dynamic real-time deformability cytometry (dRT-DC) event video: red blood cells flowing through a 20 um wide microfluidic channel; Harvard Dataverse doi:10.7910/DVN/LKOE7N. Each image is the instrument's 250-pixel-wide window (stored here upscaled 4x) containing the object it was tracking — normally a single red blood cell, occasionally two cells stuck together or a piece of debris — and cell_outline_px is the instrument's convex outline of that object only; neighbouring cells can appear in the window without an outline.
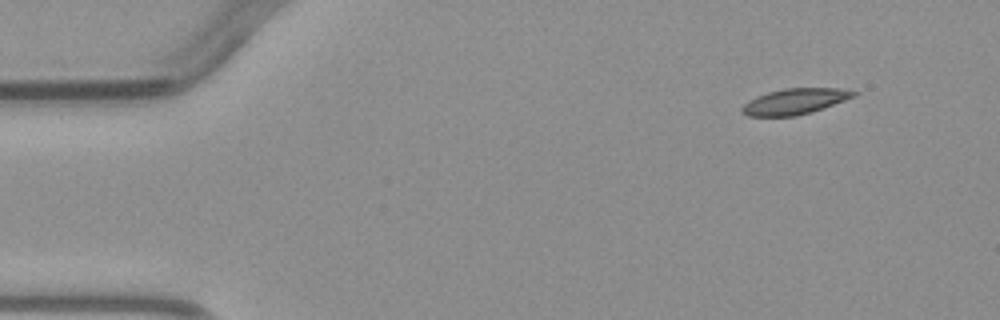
{"species": "common noctule bat (a hibernating species)", "species_latin": "Nyctalus noctula", "temperature_condition": "warm", "stored_images_in_passage": 4, "camera_frame_rate_fps": 3000, "um_per_image_px": 0.085, "animal": {"sex": "male", "body_mass_g": 23.1, "forearm_length_mm": 52.7}, "frame": {"image": 1, "passage_image": 1, "time_ms": 0.0, "image_size_px": [1000, 320], "cell_outline_px": [[860, 92], [856, 96], [812, 112], [796, 116], [748, 116], [740, 112], [740, 108], [748, 100], [756, 96], [768, 92], [784, 88], [840, 88]], "centroid_in_image_um": [67.55, 8.62], "position_along_channel_um": 17.4, "area_um2": 16.94}}
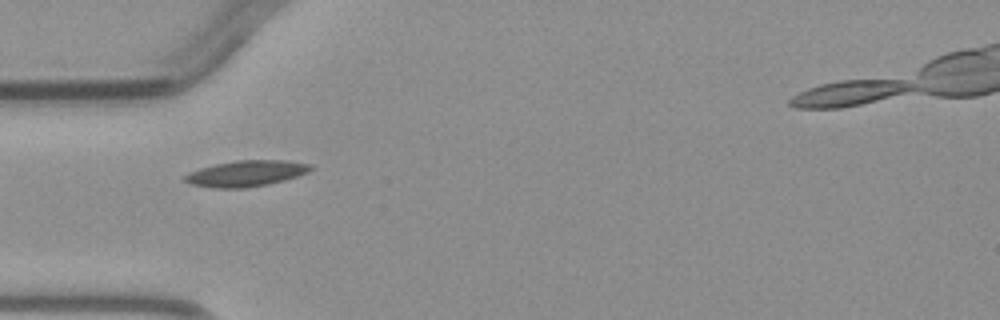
{"frame": {"image": 2, "passage_image": 4, "time_ms": 3.333, "image_size_px": [1000, 320], "cell_outline_px": [[312, 168], [308, 172], [284, 180], [268, 184], [244, 188], [212, 188], [192, 184], [184, 180], [184, 176], [188, 172], [200, 168], [216, 164], [236, 160], [288, 160], [312, 164]], "centroid_in_image_um": [20.92, 14.74], "position_along_channel_um": 64.1, "area_um2": 19.02}}